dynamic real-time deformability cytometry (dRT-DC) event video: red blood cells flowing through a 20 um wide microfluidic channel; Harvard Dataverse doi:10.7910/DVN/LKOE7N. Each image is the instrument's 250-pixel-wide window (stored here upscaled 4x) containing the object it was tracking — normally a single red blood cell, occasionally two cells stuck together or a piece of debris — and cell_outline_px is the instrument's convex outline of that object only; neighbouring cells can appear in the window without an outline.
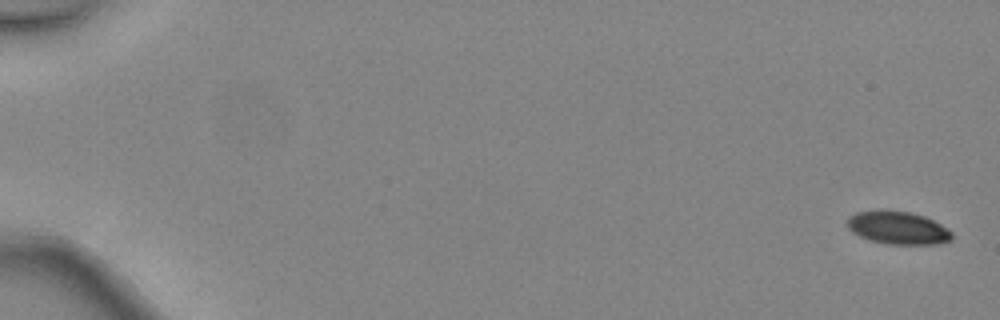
{"species": "common noctule bat (a hibernating species)", "species_latin": "Nyctalus noctula", "temperature_condition": "warm", "stored_images_in_passage": 6, "camera_frame_rate_fps": 3000, "um_per_image_px": 0.085, "animal": {"sex": "female", "body_mass_g": 24.6, "forearm_length_mm": 56.2}, "frame": {"image": 1, "passage_image": 1, "time_ms": 0.0, "image_size_px": [1000, 320], "cell_outline_px": [[952, 240], [940, 244], [888, 244], [868, 240], [852, 232], [848, 228], [848, 216], [856, 212], [880, 208], [908, 212], [924, 216], [948, 228], [952, 232]], "centroid_in_image_um": [76.3, 19.35], "position_along_channel_um": 8.7, "area_um2": 20.4}}
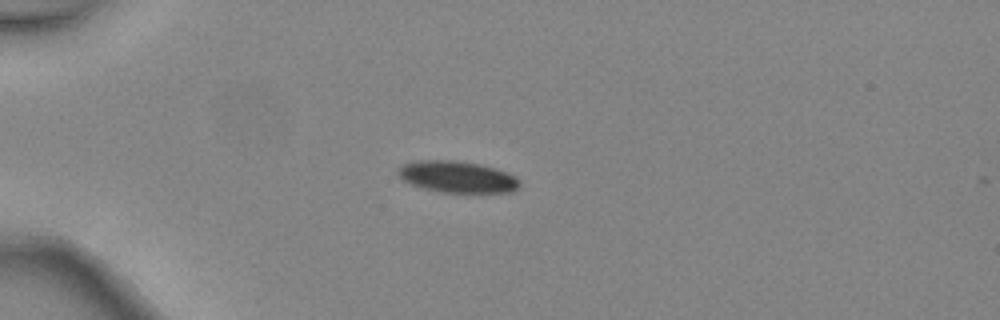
{"frame": {"image": 2, "passage_image": 4, "time_ms": 1.0, "image_size_px": [1000, 320], "cell_outline_px": [[520, 188], [512, 192], [440, 192], [424, 188], [412, 184], [404, 180], [396, 172], [404, 164], [416, 160], [456, 160], [480, 164], [508, 172], [516, 176], [520, 180]], "centroid_in_image_um": [38.92, 15.03], "position_along_channel_um": 46.1, "area_um2": 22.37}}
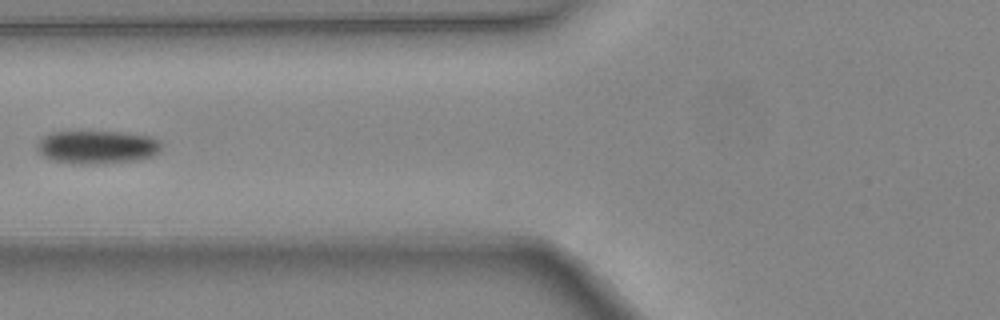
{"frame": {"image": 3, "passage_image": 6, "time_ms": 1.667, "image_size_px": [1000, 320], "cell_outline_px": [[160, 152], [152, 156], [136, 160], [84, 164], [80, 164], [52, 160], [44, 156], [36, 148], [36, 144], [44, 136], [52, 132], [124, 132], [152, 136], [160, 140]], "centroid_in_image_um": [8.28, 12.49], "position_along_channel_um": 117.5, "area_um2": 23.87}}